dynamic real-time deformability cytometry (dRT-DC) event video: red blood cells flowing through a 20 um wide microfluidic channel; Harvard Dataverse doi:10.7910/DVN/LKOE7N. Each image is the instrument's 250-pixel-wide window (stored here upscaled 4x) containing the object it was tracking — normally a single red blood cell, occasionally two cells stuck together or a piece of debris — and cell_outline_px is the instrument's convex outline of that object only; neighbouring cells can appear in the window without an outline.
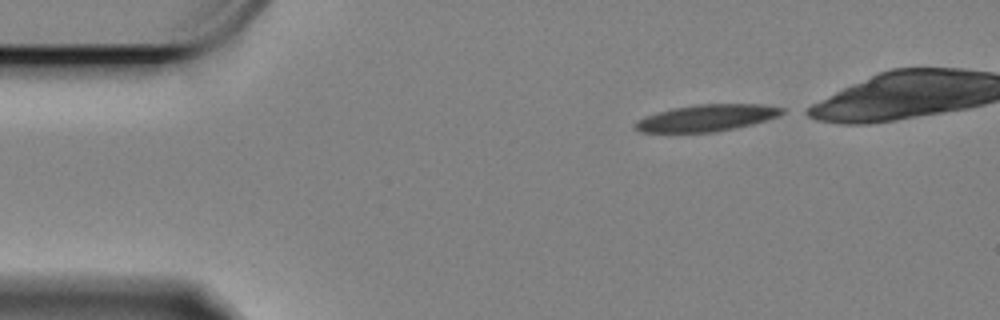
{"species": "Egyptian fruit bat (a non-hibernating species)", "species_latin": "Rousettus aegyptiacus", "temperature_condition": "cold", "stored_images_in_passage": 45, "camera_frame_rate_fps": 3000, "um_per_image_px": 0.085, "animal": {"sex": "female"}, "frame": {"image": 1, "passage_image": 1, "time_ms": 0.0, "image_size_px": [1000, 320], "cell_outline_px": [[788, 112], [780, 116], [768, 120], [736, 128], [716, 132], [640, 132], [636, 128], [636, 120], [644, 116], [676, 108], [696, 104], [764, 104], [784, 108]], "centroid_in_image_um": [60.17, 10.02], "position_along_channel_um": 24.8, "area_um2": 22.89}}
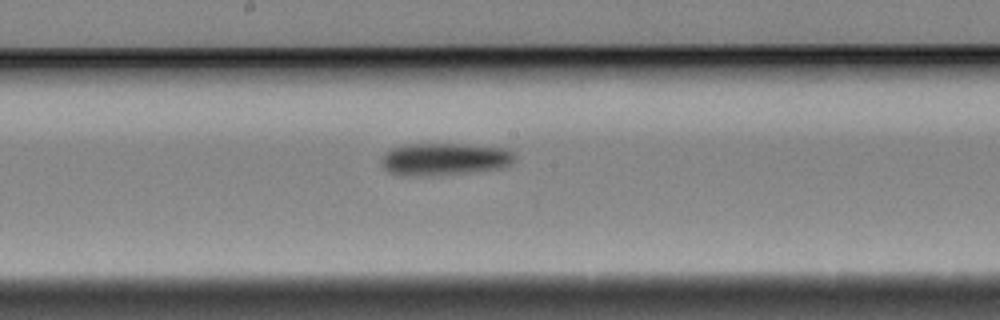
{"frame": {"image": 2, "passage_image": 23, "time_ms": 7.333, "image_size_px": [1000, 320], "cell_outline_px": [[516, 156], [504, 168], [468, 172], [428, 176], [396, 176], [388, 172], [380, 164], [380, 160], [392, 148], [408, 144], [460, 144], [504, 148], [512, 152]], "centroid_in_image_um": [37.72, 13.54], "position_along_channel_um": 210.5, "area_um2": 25.14}}
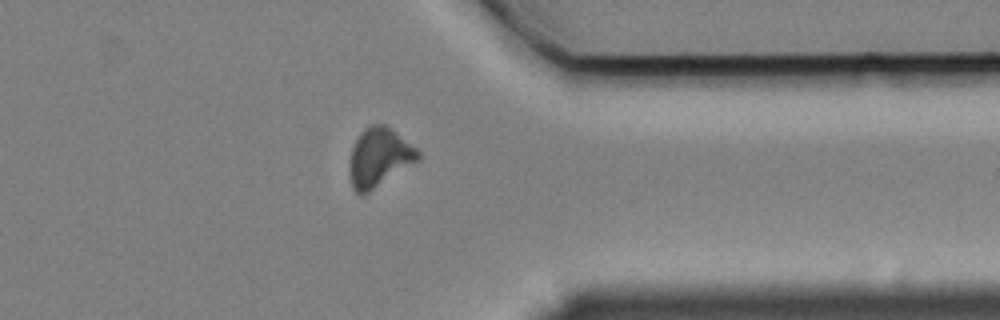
{"frame": {"image": 3, "passage_image": 39, "time_ms": 12.667, "image_size_px": [1000, 320], "cell_outline_px": [[420, 160], [368, 192], [360, 196], [352, 188], [348, 168], [348, 164], [352, 148], [360, 132], [368, 124], [384, 124], [416, 148], [420, 152]], "centroid_in_image_um": [32.2, 13.39], "position_along_channel_um": 379.2, "area_um2": 23.47}, "authors_computed_cell_mechanics": {"area_um2": 24.1026, "velocity_mm_per_s": 3.3195, "shape_relaxation_time_tau1_ms": 9.52, "shape_relaxation_time_tau2_ms": null, "deformation_change_tau1": 0.1649, "deformation_change_tau2": null}}